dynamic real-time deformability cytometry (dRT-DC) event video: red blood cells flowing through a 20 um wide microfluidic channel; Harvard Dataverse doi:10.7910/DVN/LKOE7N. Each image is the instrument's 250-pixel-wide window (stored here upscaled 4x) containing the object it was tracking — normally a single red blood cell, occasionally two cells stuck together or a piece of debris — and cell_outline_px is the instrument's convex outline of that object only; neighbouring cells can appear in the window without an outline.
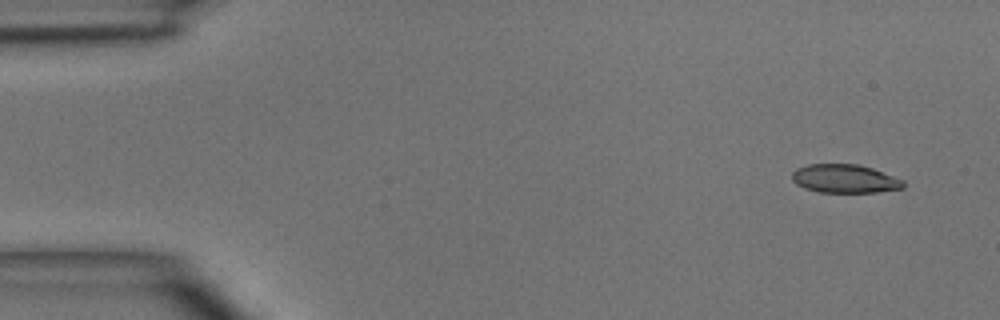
{"species": "common noctule bat (a hibernating species)", "species_latin": "Nyctalus noctula", "temperature_condition": "room temperature", "stored_images_in_passage": 3, "camera_frame_rate_fps": 3000, "um_per_image_px": 0.085, "animal": {"sex": "male", "body_mass_g": 15.6}, "frame": {"image": 1, "passage_image": 1, "time_ms": 0.0, "image_size_px": [1000, 320], "cell_outline_px": [[904, 188], [876, 192], [820, 192], [804, 188], [796, 184], [792, 180], [792, 172], [796, 168], [808, 164], [856, 164], [872, 168], [904, 180]], "centroid_in_image_um": [71.79, 15.19], "position_along_channel_um": 13.2, "area_um2": 18.5}}
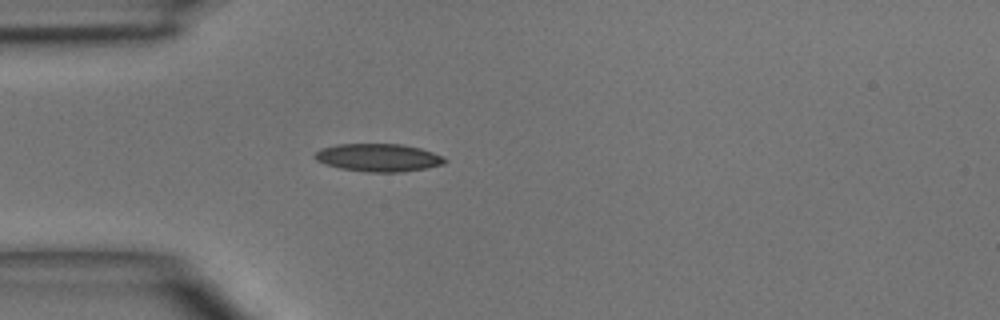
{"frame": {"image": 2, "passage_image": 3, "time_ms": 3.333, "image_size_px": [1000, 320], "cell_outline_px": [[448, 160], [444, 164], [428, 168], [400, 172], [368, 172], [340, 168], [316, 160], [312, 156], [320, 148], [336, 144], [400, 144], [420, 148], [444, 156]], "centroid_in_image_um": [32.18, 13.39], "position_along_channel_um": 52.8, "area_um2": 21.15}}